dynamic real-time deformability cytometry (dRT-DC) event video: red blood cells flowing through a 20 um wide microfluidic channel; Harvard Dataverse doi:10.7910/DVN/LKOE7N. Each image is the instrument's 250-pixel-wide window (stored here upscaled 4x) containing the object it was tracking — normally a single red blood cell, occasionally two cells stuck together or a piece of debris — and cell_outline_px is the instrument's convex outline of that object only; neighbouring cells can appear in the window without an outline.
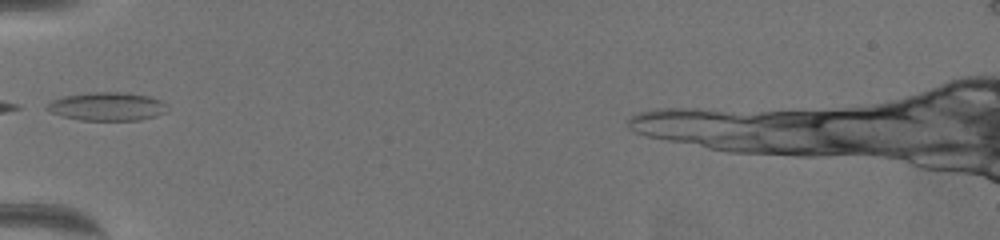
{"species": "common noctule bat (a hibernating species)", "species_latin": "Nyctalus noctula", "temperature_condition": "warm", "stored_images_in_passage": 3, "camera_frame_rate_fps": 3000, "um_per_image_px": 0.085, "animal": {"sex": "female", "body_mass_g": 19.5, "forearm_length_mm": 54.1}, "frame": {"image": 1, "passage_image": 1, "time_ms": 0.0, "image_size_px": [1000, 240], "cell_outline_px": [[168, 112], [156, 116], [140, 120], [80, 120], [64, 116], [52, 112], [44, 108], [52, 100], [64, 96], [88, 92], [120, 92], [148, 96], [160, 100], [168, 104]], "centroid_in_image_um": [9.15, 9.05], "position_along_channel_um": 75.8, "area_um2": 19.94}}